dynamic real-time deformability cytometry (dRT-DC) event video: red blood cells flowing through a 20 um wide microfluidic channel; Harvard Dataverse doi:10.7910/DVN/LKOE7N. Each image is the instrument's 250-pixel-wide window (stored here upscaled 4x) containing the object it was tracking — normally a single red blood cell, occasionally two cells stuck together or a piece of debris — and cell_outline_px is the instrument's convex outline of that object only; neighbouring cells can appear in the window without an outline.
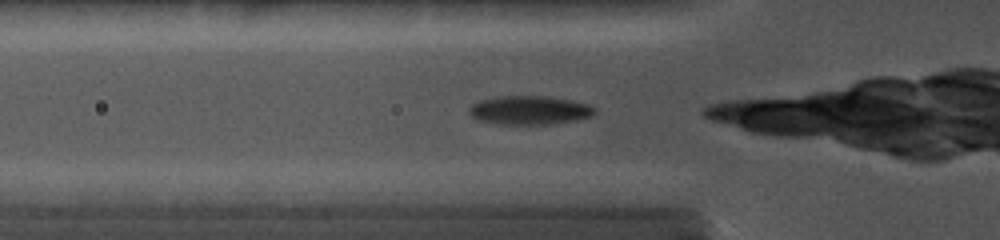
{"species": "common noctule bat (a hibernating species)", "species_latin": "Nyctalus noctula", "temperature_condition": "cold", "stored_images_in_passage": 41, "camera_frame_rate_fps": 5000, "um_per_image_px": 0.085, "animal": {"sex": "female", "body_mass_g": 19.0, "forearm_length_mm": 56.7}, "frame": {"image": 1, "passage_image": 2, "time_ms": 0.2, "image_size_px": [1000, 240], "cell_outline_px": [[596, 112], [592, 116], [576, 120], [552, 124], [500, 124], [476, 120], [468, 112], [468, 108], [472, 104], [480, 100], [496, 96], [548, 96], [572, 100], [588, 104], [596, 108]], "centroid_in_image_um": [45.0, 9.36], "position_along_channel_um": 80.8, "area_um2": 21.27}}
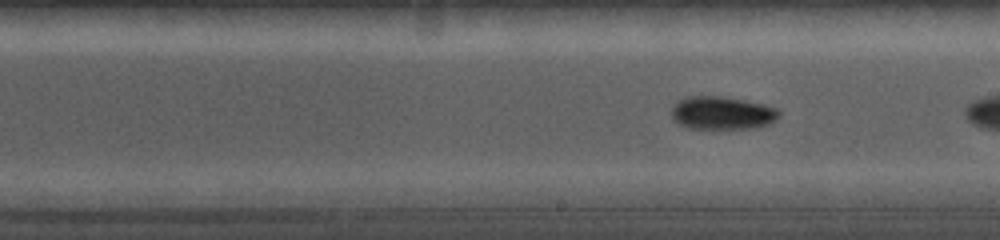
{"frame": {"image": 2, "passage_image": 20, "time_ms": 3.8, "image_size_px": [1000, 240], "cell_outline_px": [[780, 116], [776, 120], [768, 124], [756, 128], [688, 128], [672, 120], [672, 108], [676, 100], [688, 96], [720, 96], [744, 100], [776, 108], [780, 112]], "centroid_in_image_um": [61.35, 9.6], "position_along_channel_um": 227.6, "area_um2": 20.69}}
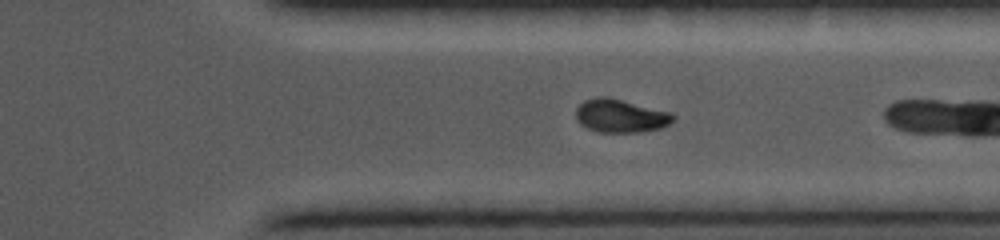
{"frame": {"image": 3, "passage_image": 36, "time_ms": 7.0, "image_size_px": [1000, 240], "cell_outline_px": [[676, 116], [668, 124], [660, 128], [640, 132], [600, 132], [588, 128], [580, 124], [576, 120], [576, 108], [584, 100], [596, 96], [608, 96], [672, 112]], "centroid_in_image_um": [52.73, 9.83], "position_along_channel_um": 358.7, "area_um2": 19.02}}